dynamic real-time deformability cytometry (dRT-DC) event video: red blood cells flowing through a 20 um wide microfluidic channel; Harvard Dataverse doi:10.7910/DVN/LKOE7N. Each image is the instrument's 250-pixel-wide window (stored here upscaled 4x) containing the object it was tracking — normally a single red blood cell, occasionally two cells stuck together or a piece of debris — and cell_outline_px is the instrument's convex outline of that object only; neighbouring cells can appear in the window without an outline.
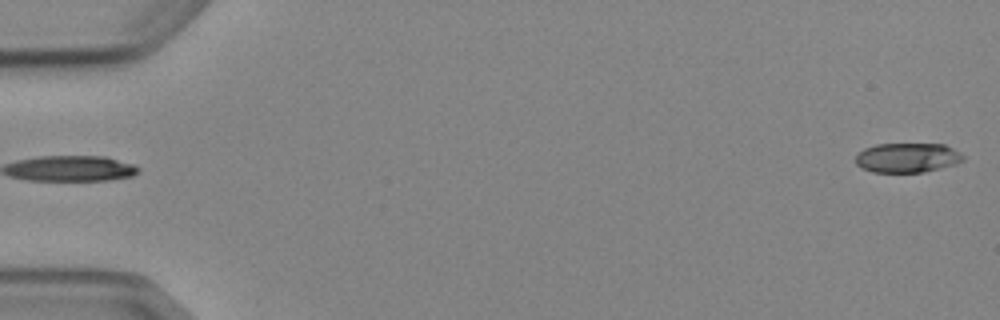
{"species": "Egyptian fruit bat (a non-hibernating species)", "species_latin": "Rousettus aegyptiacus", "temperature_condition": "cold", "stored_images_in_passage": 6, "segment_of_instrument_passage": [2, 2], "camera_frame_rate_fps": 3000, "um_per_image_px": 0.085, "animal": {"sex": "female"}, "frame": {"image": 1, "passage_image": 6, "time_ms": 5.667, "image_size_px": [1000, 320], "cell_outline_px": [[964, 160], [956, 164], [924, 172], [872, 172], [860, 168], [856, 164], [856, 156], [864, 148], [876, 144], [944, 144], [960, 152], [964, 156]], "centroid_in_image_um": [77.12, 13.41], "position_along_channel_um": 7.9, "area_um2": 18.61}}